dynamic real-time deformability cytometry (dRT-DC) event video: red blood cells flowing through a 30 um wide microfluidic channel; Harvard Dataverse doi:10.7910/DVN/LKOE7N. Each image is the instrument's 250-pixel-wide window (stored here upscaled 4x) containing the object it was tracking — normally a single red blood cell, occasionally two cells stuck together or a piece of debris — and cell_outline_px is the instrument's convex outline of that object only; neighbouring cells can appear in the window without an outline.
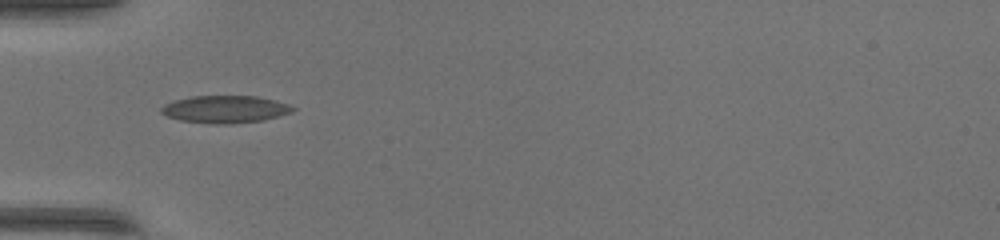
{"species": "common noctule bat (a hibernating species)", "species_latin": "Nyctalus noctula", "temperature_condition": "warm", "stored_images_in_passage": 33, "camera_frame_rate_fps": 3000, "um_per_image_px": 0.085, "animal": {"sex": "female", "body_mass_g": 17.0, "forearm_length_mm": 48.0}, "frame": {"image": 1, "passage_image": 1, "time_ms": 0.0, "image_size_px": [1000, 240], "cell_outline_px": [[296, 108], [292, 112], [264, 120], [232, 124], [212, 124], [180, 120], [168, 116], [160, 112], [160, 108], [164, 104], [176, 100], [192, 96], [256, 96], [276, 100], [288, 104]], "centroid_in_image_um": [19.15, 9.29], "position_along_channel_um": 65.9, "area_um2": 21.04}}
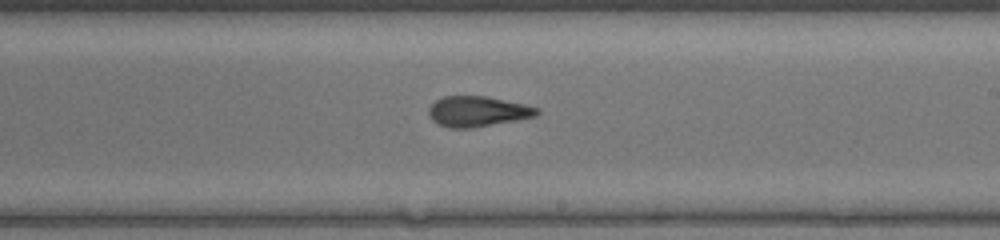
{"frame": {"image": 2, "passage_image": 14, "time_ms": 4.333, "image_size_px": [1000, 240], "cell_outline_px": [[540, 112], [536, 116], [516, 120], [472, 128], [448, 128], [432, 120], [428, 112], [428, 108], [436, 100], [444, 96], [484, 96], [524, 104], [540, 108]], "centroid_in_image_um": [40.59, 9.47], "position_along_channel_um": 248.4, "area_um2": 19.07}}
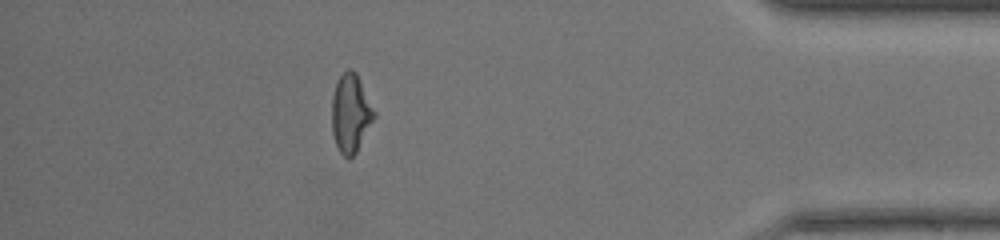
{"frame": {"image": 3, "passage_image": 28, "time_ms": 9.0, "image_size_px": [1000, 240], "cell_outline_px": [[376, 116], [356, 152], [348, 160], [340, 152], [336, 144], [332, 132], [332, 96], [336, 84], [340, 76], [348, 68], [352, 68], [356, 72], [376, 112]], "centroid_in_image_um": [29.81, 9.62], "position_along_channel_um": 405.4, "area_um2": 19.31}, "authors_computed_cell_mechanics": {"area_um2": 19.1318, "velocity_mm_per_s": 4.2498, "shape_relaxation_time_tau1_ms": null, "shape_relaxation_time_tau2_ms": 1.912, "deformation_change_tau1": null, "deformation_change_tau2": 0.1059}}